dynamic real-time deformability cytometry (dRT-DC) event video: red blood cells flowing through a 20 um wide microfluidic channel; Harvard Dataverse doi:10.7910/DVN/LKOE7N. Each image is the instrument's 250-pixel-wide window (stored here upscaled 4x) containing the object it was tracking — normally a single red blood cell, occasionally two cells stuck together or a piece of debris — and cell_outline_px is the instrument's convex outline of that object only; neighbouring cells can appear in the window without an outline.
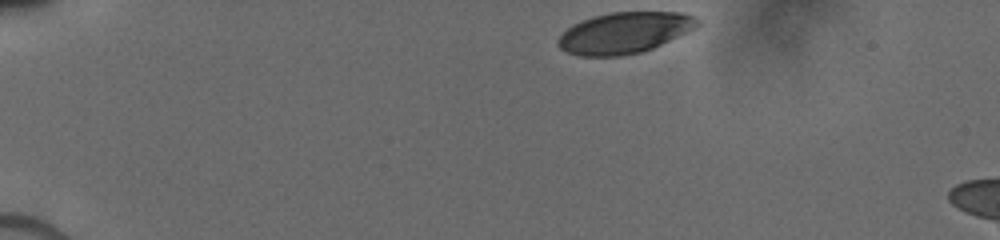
{"species": "human", "species_latin": "Homo sapiens", "temperature_condition": "cold", "stored_images_in_passage": 6, "camera_frame_rate_fps": 3000, "um_per_image_px": 0.085, "donor": {"sex": "male"}, "frame": {"image": 1, "passage_image": 1, "time_ms": 0.0, "image_size_px": [1000, 240], "cell_outline_px": [[700, 24], [652, 48], [640, 52], [620, 56], [580, 56], [568, 52], [560, 48], [556, 44], [556, 40], [572, 24], [580, 20], [592, 16], [608, 12], [680, 12], [696, 16], [700, 20]], "centroid_in_image_um": [53.02, 2.77], "position_along_channel_um": 32.0, "area_um2": 33.18}}
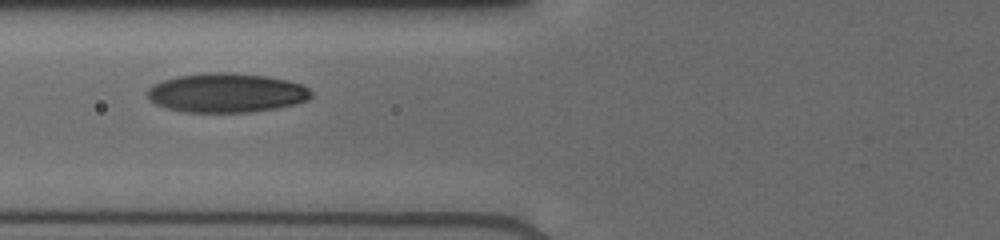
{"frame": {"image": 2, "passage_image": 5, "time_ms": 4.0, "image_size_px": [1000, 240], "cell_outline_px": [[312, 96], [308, 100], [276, 108], [248, 112], [184, 112], [168, 108], [156, 104], [148, 100], [144, 92], [152, 84], [176, 76], [204, 72], [236, 72], [268, 76], [288, 80], [300, 84], [308, 88], [312, 92]], "centroid_in_image_um": [19.2, 7.87], "position_along_channel_um": 106.6, "area_um2": 37.86}}
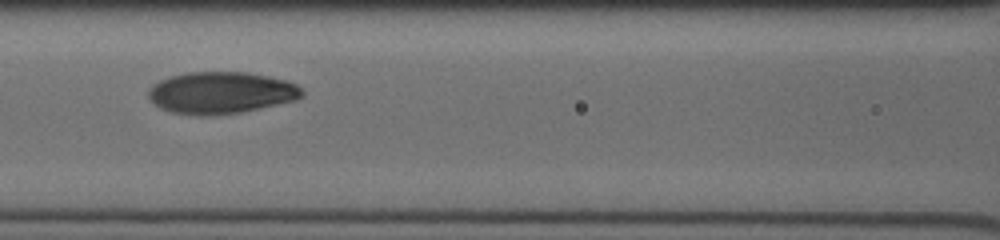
{"frame": {"image": 3, "passage_image": 6, "time_ms": 5.0, "image_size_px": [1000, 240], "cell_outline_px": [[304, 96], [296, 100], [260, 108], [240, 112], [212, 116], [200, 116], [172, 112], [160, 108], [148, 96], [148, 92], [152, 84], [168, 76], [188, 72], [248, 72], [268, 76], [284, 80], [296, 84], [304, 92]], "centroid_in_image_um": [18.78, 7.88], "position_along_channel_um": 147.8, "area_um2": 37.57}}